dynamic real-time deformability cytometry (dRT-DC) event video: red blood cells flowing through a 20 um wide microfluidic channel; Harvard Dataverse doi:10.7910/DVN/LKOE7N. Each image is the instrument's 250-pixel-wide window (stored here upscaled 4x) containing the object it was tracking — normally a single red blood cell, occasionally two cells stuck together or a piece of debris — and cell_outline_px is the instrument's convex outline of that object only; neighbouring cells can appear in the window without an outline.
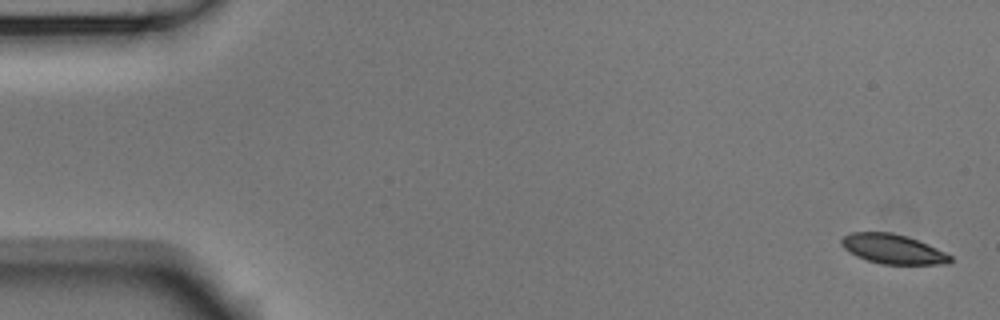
{"species": "Egyptian fruit bat (a non-hibernating species)", "species_latin": "Rousettus aegyptiacus", "temperature_condition": "room temperature", "stored_images_in_passage": 54, "camera_frame_rate_fps": 3000, "um_per_image_px": 0.085, "animal": {"sex": "male"}, "frame": {"image": 1, "passage_image": 1, "time_ms": 0.0, "image_size_px": [1000, 320], "cell_outline_px": [[952, 260], [948, 264], [880, 264], [856, 256], [844, 248], [840, 244], [840, 240], [844, 236], [852, 232], [892, 232], [908, 236], [928, 244], [952, 256]], "centroid_in_image_um": [75.89, 21.16], "position_along_channel_um": 9.1, "area_um2": 18.79}}
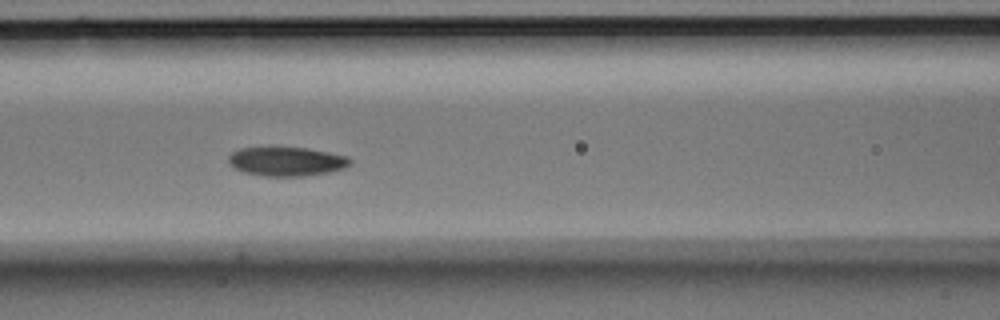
{"frame": {"image": 2, "passage_image": 23, "time_ms": 7.333, "image_size_px": [1000, 320], "cell_outline_px": [[352, 164], [344, 168], [328, 172], [304, 176], [264, 176], [244, 172], [228, 164], [228, 156], [232, 152], [240, 148], [272, 144], [308, 148], [348, 156], [352, 160]], "centroid_in_image_um": [24.32, 13.67], "position_along_channel_um": 142.3, "area_um2": 21.5}}
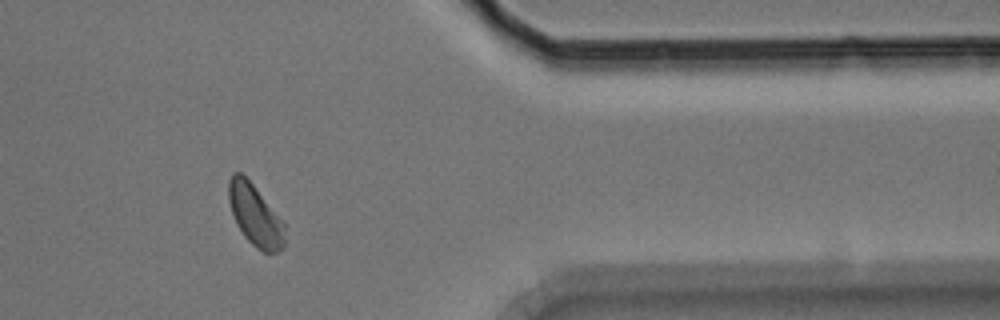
{"frame": {"image": 3, "passage_image": 45, "time_ms": 14.667, "image_size_px": [1000, 320], "cell_outline_px": [[284, 248], [276, 252], [264, 252], [256, 248], [244, 236], [236, 224], [228, 200], [228, 180], [232, 172], [240, 172], [252, 184], [284, 224]], "centroid_in_image_um": [21.65, 18.3], "position_along_channel_um": 389.8, "area_um2": 19.65}, "authors_computed_cell_mechanics": {"area_um2": 20.23, "velocity_mm_per_s": 3.6483, "shape_relaxation_time_tau1_ms": 2.1086, "shape_relaxation_time_tau2_ms": null, "deformation_change_tau1": 0.0788, "deformation_change_tau2": null}}